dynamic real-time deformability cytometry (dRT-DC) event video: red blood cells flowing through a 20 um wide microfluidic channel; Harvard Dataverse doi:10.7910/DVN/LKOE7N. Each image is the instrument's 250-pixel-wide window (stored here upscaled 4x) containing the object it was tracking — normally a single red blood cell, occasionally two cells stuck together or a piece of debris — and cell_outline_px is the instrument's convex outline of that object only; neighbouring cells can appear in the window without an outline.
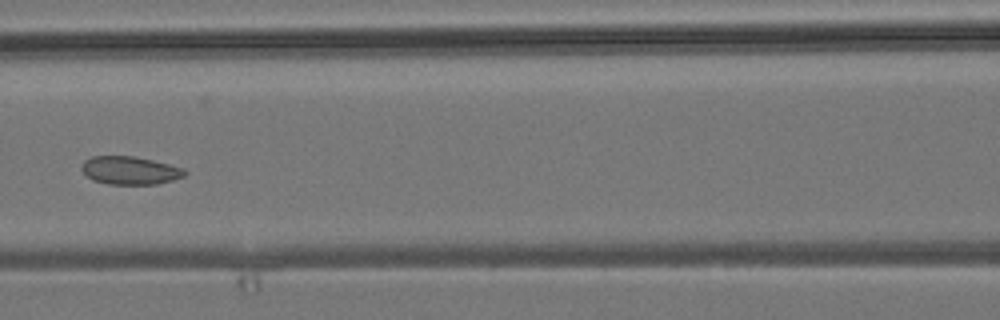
{"species": "common noctule bat (a hibernating species)", "species_latin": "Nyctalus noctula", "temperature_condition": "room temperature", "stored_images_in_passage": 7, "camera_frame_rate_fps": 3000, "um_per_image_px": 0.085, "animal": {"sex": "male", "body_mass_g": 19.2, "forearm_length_mm": 51.8}, "frame": {"image": 1, "passage_image": 6, "time_ms": 6.0, "image_size_px": [1000, 320], "cell_outline_px": [[188, 172], [184, 176], [172, 180], [156, 184], [108, 184], [92, 180], [80, 168], [84, 160], [92, 156], [132, 156], [152, 160], [184, 168]], "centroid_in_image_um": [11.04, 14.48], "position_along_channel_um": 155.6, "area_um2": 16.82}}
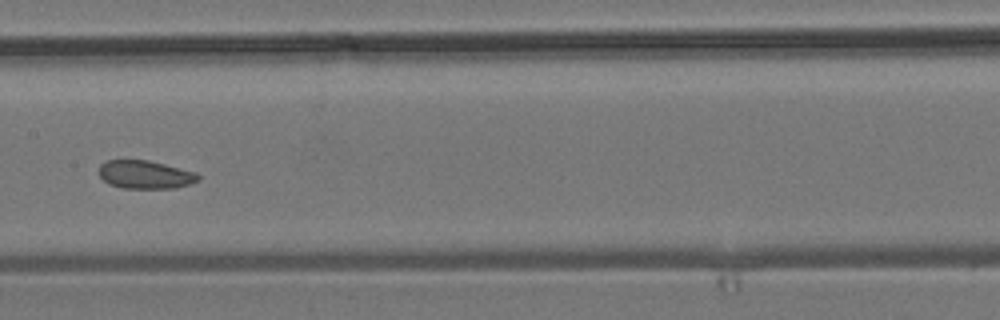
{"frame": {"image": 2, "passage_image": 7, "time_ms": 7.0, "image_size_px": [1000, 320], "cell_outline_px": [[200, 180], [176, 188], [124, 188], [108, 184], [100, 176], [100, 164], [104, 160], [148, 160], [196, 172], [200, 176]], "centroid_in_image_um": [12.34, 14.84], "position_along_channel_um": 195.1, "area_um2": 16.3}}